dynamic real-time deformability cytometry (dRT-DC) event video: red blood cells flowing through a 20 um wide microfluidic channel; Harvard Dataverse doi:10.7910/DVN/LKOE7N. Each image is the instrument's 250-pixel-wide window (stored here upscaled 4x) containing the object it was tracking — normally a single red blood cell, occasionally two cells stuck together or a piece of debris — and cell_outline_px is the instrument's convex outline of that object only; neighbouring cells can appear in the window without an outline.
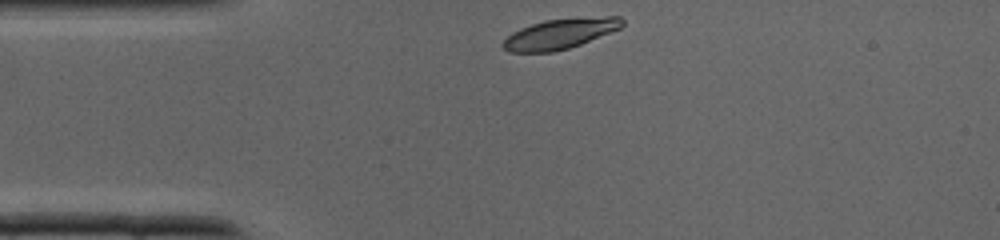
{"species": "common noctule bat (a hibernating species)", "species_latin": "Nyctalus noctula", "temperature_condition": "cold", "stored_images_in_passage": 24, "camera_frame_rate_fps": 3000, "um_per_image_px": 0.085, "animal": {"sex": "male", "body_mass_g": 19.0, "forearm_length_mm": 50.8}, "frame": {"image": 1, "passage_image": 1, "time_ms": 0.0, "image_size_px": [1000, 240], "cell_outline_px": [[624, 24], [620, 28], [580, 44], [568, 48], [552, 52], [508, 52], [500, 44], [512, 32], [520, 28], [544, 20], [604, 16], [620, 16], [624, 20]], "centroid_in_image_um": [47.59, 2.87], "position_along_channel_um": 37.4, "area_um2": 20.87}}
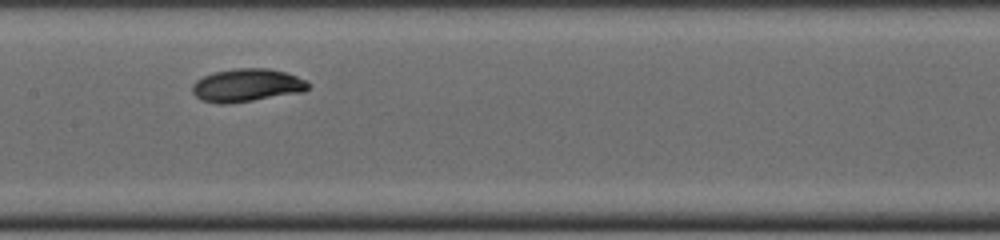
{"frame": {"image": 2, "passage_image": 11, "time_ms": 3.333, "image_size_px": [1000, 240], "cell_outline_px": [[308, 88], [304, 92], [228, 104], [220, 104], [200, 100], [192, 92], [192, 84], [196, 80], [204, 76], [216, 72], [236, 68], [268, 68], [288, 72], [308, 80]], "centroid_in_image_um": [21.0, 7.25], "position_along_channel_um": 186.4, "area_um2": 22.48}}
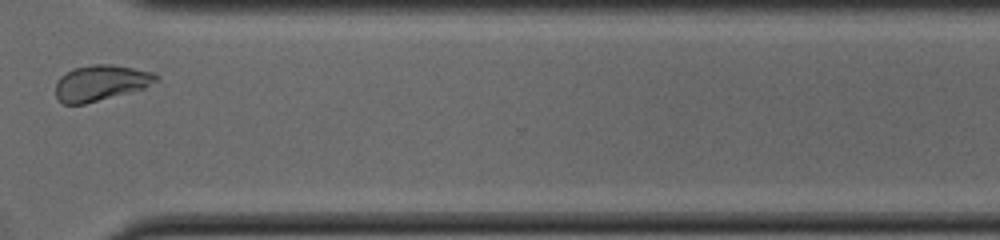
{"frame": {"image": 3, "passage_image": 21, "time_ms": 6.667, "image_size_px": [1000, 240], "cell_outline_px": [[160, 80], [144, 88], [84, 104], [64, 104], [56, 100], [56, 80], [60, 76], [76, 68], [92, 64], [108, 64], [156, 72], [160, 76]], "centroid_in_image_um": [8.58, 7.04], "position_along_channel_um": 362.0, "area_um2": 20.92}}